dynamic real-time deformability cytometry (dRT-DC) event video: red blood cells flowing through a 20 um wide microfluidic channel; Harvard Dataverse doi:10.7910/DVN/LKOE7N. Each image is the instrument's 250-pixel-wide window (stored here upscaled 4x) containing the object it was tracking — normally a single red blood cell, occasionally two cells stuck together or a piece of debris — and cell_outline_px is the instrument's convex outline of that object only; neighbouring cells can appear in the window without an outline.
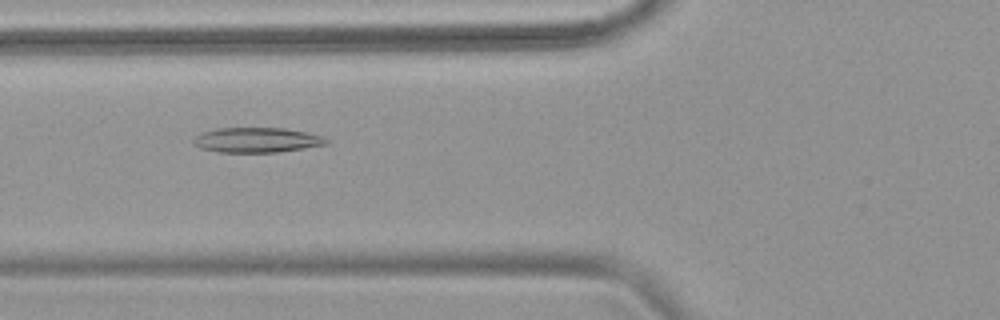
{"species": "common noctule bat (a hibernating species)", "species_latin": "Nyctalus noctula", "temperature_condition": "warm", "stored_images_in_passage": 53, "camera_frame_rate_fps": 3000, "um_per_image_px": 0.085, "animal": {"sex": "female", "body_mass_g": 18.4}, "frame": {"image": 1, "passage_image": 21, "time_ms": 6.667, "image_size_px": [1000, 320], "cell_outline_px": [[332, 140], [328, 144], [276, 152], [220, 152], [200, 148], [192, 144], [192, 140], [200, 132], [216, 128], [284, 128], [308, 132], [324, 136]], "centroid_in_image_um": [21.84, 11.89], "position_along_channel_um": 104.0, "area_um2": 19.54}}
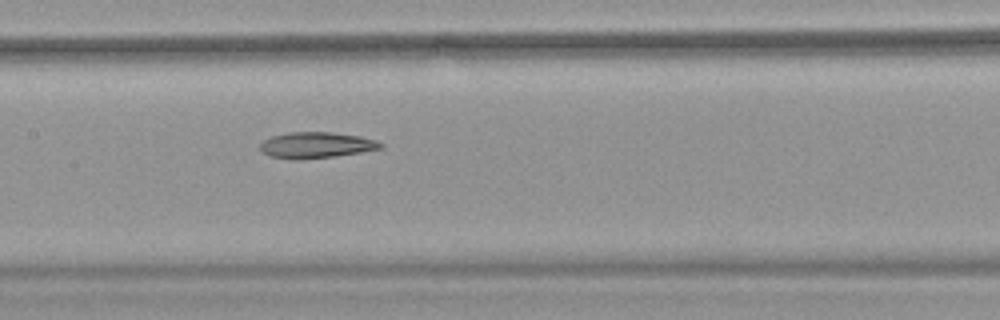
{"frame": {"image": 2, "passage_image": 27, "time_ms": 8.667, "image_size_px": [1000, 320], "cell_outline_px": [[384, 148], [360, 152], [332, 156], [296, 160], [292, 160], [268, 156], [260, 152], [260, 144], [264, 140], [272, 136], [288, 132], [332, 132], [360, 136], [376, 140], [384, 144]], "centroid_in_image_um": [26.85, 12.33], "position_along_channel_um": 180.6, "area_um2": 18.38}}
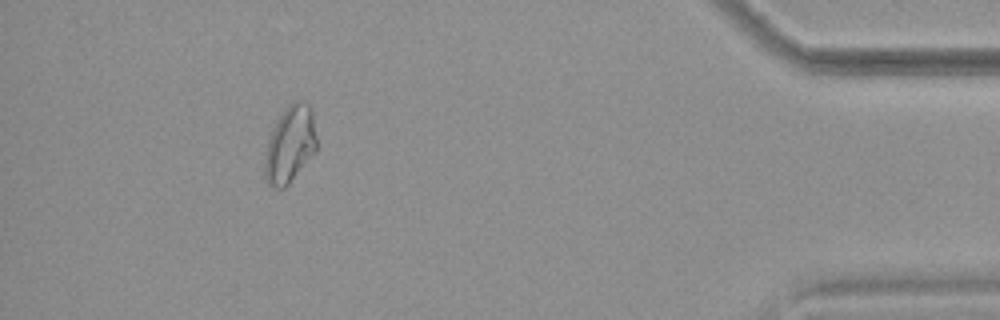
{"frame": {"image": 3, "passage_image": 49, "time_ms": 16.0, "image_size_px": [1000, 320], "cell_outline_px": [[316, 152], [288, 184], [284, 188], [276, 188], [268, 184], [264, 180], [264, 160], [268, 140], [272, 128], [276, 120], [288, 104], [292, 100], [304, 100], [312, 108], [316, 136]], "centroid_in_image_um": [24.64, 12.25], "position_along_channel_um": 410.6, "area_um2": 23.58}, "authors_computed_cell_mechanics": {"area_um2": 21.675, "velocity_mm_per_s": 3.829, "shape_relaxation_time_tau1_ms": null, "shape_relaxation_time_tau2_ms": 6.8356, "deformation_change_tau1": null, "deformation_change_tau2": 0.1524}}